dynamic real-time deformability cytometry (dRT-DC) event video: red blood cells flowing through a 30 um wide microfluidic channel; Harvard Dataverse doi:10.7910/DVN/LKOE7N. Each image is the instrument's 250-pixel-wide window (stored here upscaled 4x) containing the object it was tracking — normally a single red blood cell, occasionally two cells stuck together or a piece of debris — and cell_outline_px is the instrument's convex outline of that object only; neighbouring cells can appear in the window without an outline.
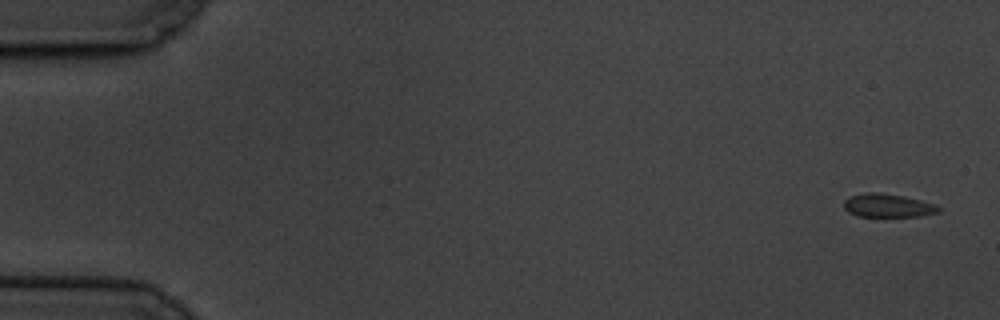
{"species": "common noctule bat (a hibernating species)", "species_latin": "Nyctalus noctula", "temperature_condition": "cold", "stored_images_in_passage": 6, "segment_of_instrument_passage": [1, 2], "camera_frame_rate_fps": 3000, "um_per_image_px": 0.085, "animal": {"sex": "male", "body_mass_g": 19.5, "forearm_length_mm": 54.6}, "frame": {"image": 1, "passage_image": 1, "time_ms": 0.0, "image_size_px": [1000, 320], "cell_outline_px": [[940, 212], [920, 216], [856, 216], [848, 212], [844, 208], [844, 200], [852, 196], [864, 192], [876, 192], [904, 196], [920, 200], [932, 204], [940, 208]], "centroid_in_image_um": [75.43, 17.47], "position_along_channel_um": 9.6, "area_um2": 12.77}}
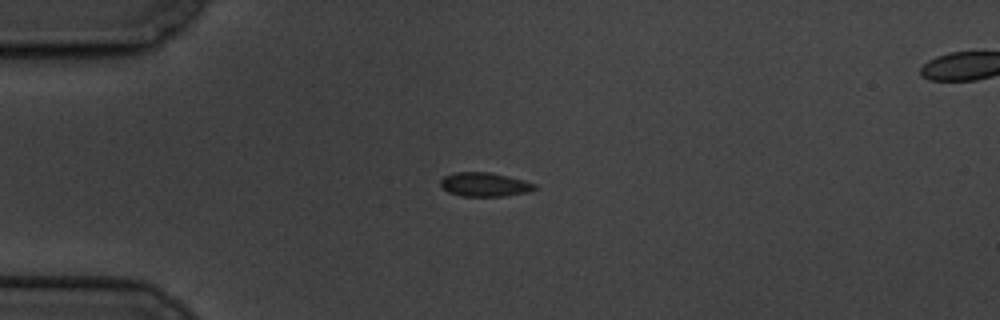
{"frame": {"image": 2, "passage_image": 4, "time_ms": 4.333, "image_size_px": [1000, 320], "cell_outline_px": [[540, 188], [528, 192], [504, 196], [460, 196], [448, 192], [440, 184], [440, 180], [444, 176], [452, 172], [488, 172], [508, 176], [524, 180], [536, 184]], "centroid_in_image_um": [41.21, 15.68], "position_along_channel_um": 43.8, "area_um2": 13.29}}